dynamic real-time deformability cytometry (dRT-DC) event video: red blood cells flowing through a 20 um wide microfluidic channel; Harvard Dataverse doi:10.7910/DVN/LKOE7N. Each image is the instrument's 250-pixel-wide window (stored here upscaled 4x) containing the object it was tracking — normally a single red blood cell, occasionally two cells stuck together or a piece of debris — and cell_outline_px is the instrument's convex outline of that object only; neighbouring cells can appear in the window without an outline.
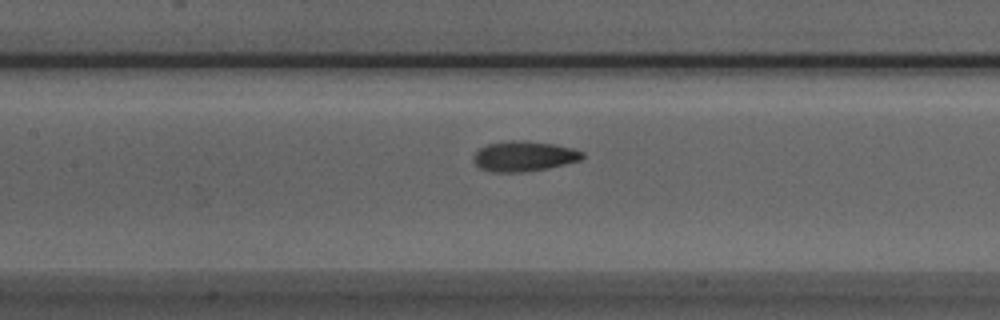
{"species": "Egyptian fruit bat (a non-hibernating species)", "species_latin": "Rousettus aegyptiacus", "temperature_condition": "room temperature", "stored_images_in_passage": 32, "camera_frame_rate_fps": 3000, "um_per_image_px": 0.085, "animal": {"sex": "male"}, "frame": {"image": 1, "passage_image": 9, "time_ms": 2.667, "image_size_px": [1000, 320], "cell_outline_px": [[584, 156], [580, 160], [548, 168], [520, 172], [492, 172], [480, 168], [472, 160], [472, 156], [480, 148], [488, 144], [512, 140], [524, 140], [556, 144], [572, 148], [584, 152]], "centroid_in_image_um": [44.52, 13.27], "position_along_channel_um": 162.9, "area_um2": 19.19}}
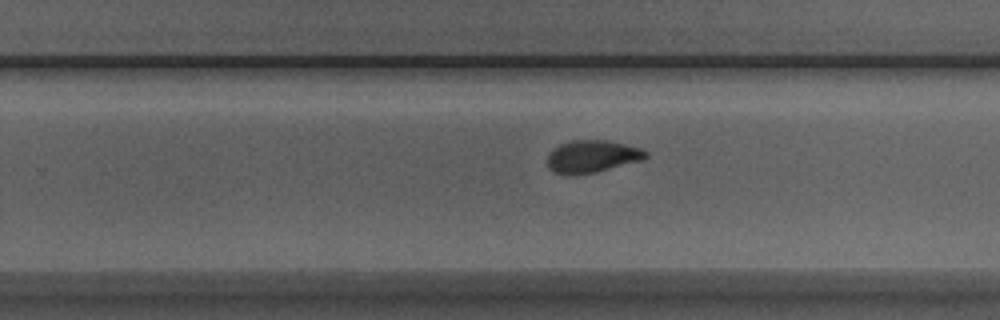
{"frame": {"image": 2, "passage_image": 18, "time_ms": 5.667, "image_size_px": [1000, 320], "cell_outline_px": [[648, 156], [644, 160], [596, 172], [572, 176], [568, 176], [552, 172], [548, 168], [548, 152], [552, 148], [560, 144], [572, 140], [608, 140], [640, 148], [648, 152]], "centroid_in_image_um": [50.3, 13.31], "position_along_channel_um": 279.5, "area_um2": 18.96}}
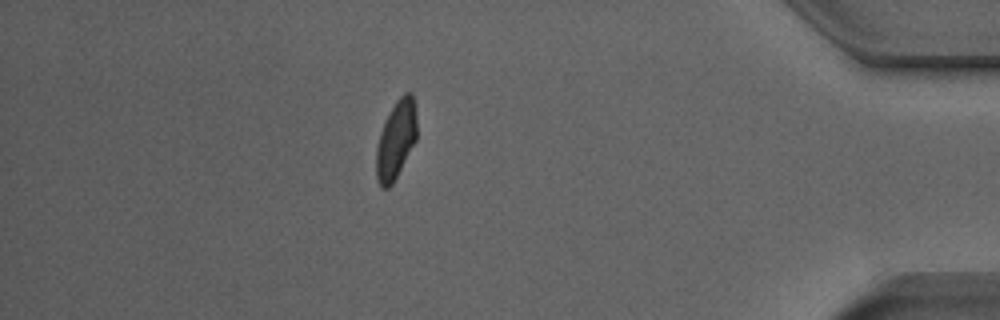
{"frame": {"image": 3, "passage_image": 31, "time_ms": 10.0, "image_size_px": [1000, 320], "cell_outline_px": [[416, 140], [392, 184], [388, 188], [380, 188], [376, 180], [376, 148], [380, 132], [396, 100], [404, 92], [412, 92], [416, 108]], "centroid_in_image_um": [33.65, 11.88], "position_along_channel_um": 401.5, "area_um2": 18.44}}